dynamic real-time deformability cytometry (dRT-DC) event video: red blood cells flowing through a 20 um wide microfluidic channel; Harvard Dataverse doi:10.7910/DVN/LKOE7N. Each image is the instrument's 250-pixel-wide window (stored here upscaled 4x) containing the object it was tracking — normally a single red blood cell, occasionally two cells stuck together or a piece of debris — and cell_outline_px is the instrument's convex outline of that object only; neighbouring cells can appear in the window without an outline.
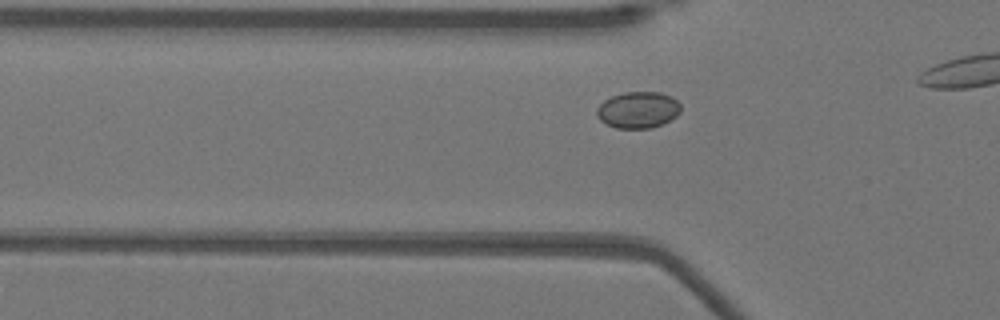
{"species": "Egyptian fruit bat (a non-hibernating species)", "species_latin": "Rousettus aegyptiacus", "temperature_condition": "warm", "stored_images_in_passage": 12, "camera_frame_rate_fps": 3000, "um_per_image_px": 0.085, "animal": {"sex": "female"}, "frame": {"image": 1, "passage_image": 6, "time_ms": 1.667, "image_size_px": [1000, 320], "cell_outline_px": [[680, 112], [676, 116], [652, 128], [616, 128], [600, 120], [596, 116], [596, 108], [604, 100], [612, 96], [624, 92], [660, 92], [672, 96], [680, 104]], "centroid_in_image_um": [54.22, 9.33], "position_along_channel_um": 71.6, "area_um2": 17.8}}
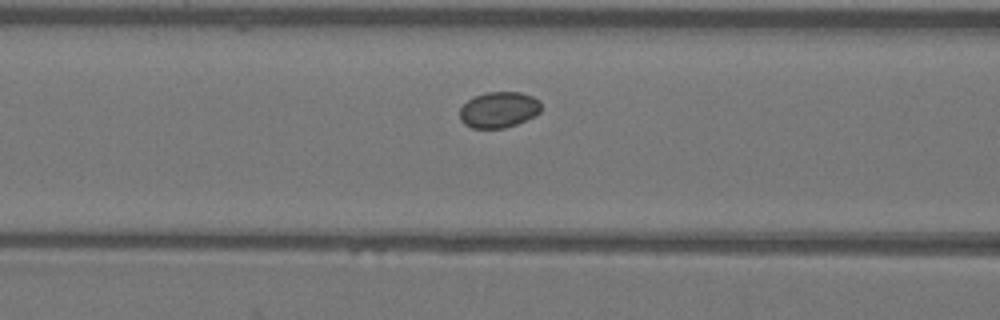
{"frame": {"image": 2, "passage_image": 10, "time_ms": 3.0, "image_size_px": [1000, 320], "cell_outline_px": [[540, 112], [536, 116], [516, 124], [504, 128], [472, 128], [464, 124], [460, 120], [460, 108], [468, 100], [476, 96], [488, 92], [520, 92], [532, 96], [540, 100]], "centroid_in_image_um": [42.41, 9.33], "position_along_channel_um": 124.2, "area_um2": 17.05}}